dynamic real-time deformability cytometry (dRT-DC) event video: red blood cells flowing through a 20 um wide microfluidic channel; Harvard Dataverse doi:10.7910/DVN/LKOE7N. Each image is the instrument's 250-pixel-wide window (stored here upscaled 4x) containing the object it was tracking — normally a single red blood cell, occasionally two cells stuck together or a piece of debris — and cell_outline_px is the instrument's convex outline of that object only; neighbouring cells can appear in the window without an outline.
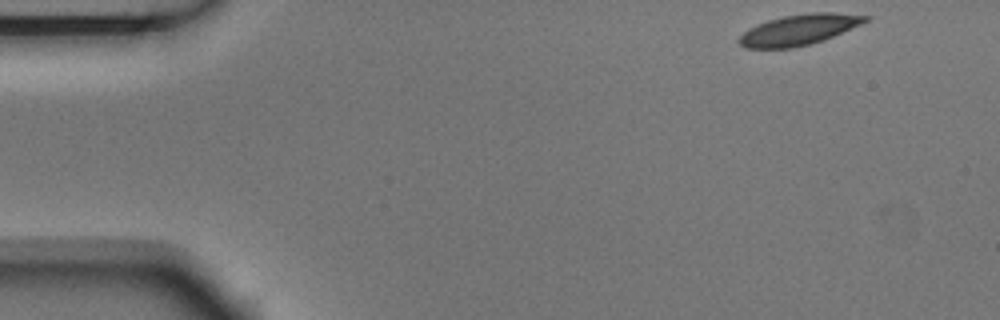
{"species": "Egyptian fruit bat (a non-hibernating species)", "species_latin": "Rousettus aegyptiacus", "temperature_condition": "room temperature", "stored_images_in_passage": 5, "segment_of_instrument_passage": [2, 2], "camera_frame_rate_fps": 3000, "um_per_image_px": 0.085, "animal": {"sex": "male"}, "frame": {"image": 1, "passage_image": 5, "time_ms": 1.333, "image_size_px": [1000, 320], "cell_outline_px": [[872, 16], [868, 20], [860, 24], [824, 40], [812, 44], [792, 48], [744, 48], [736, 40], [748, 28], [768, 20], [784, 16], [812, 12], [832, 12]], "centroid_in_image_um": [67.9, 2.53], "position_along_channel_um": 17.1, "area_um2": 22.48}}